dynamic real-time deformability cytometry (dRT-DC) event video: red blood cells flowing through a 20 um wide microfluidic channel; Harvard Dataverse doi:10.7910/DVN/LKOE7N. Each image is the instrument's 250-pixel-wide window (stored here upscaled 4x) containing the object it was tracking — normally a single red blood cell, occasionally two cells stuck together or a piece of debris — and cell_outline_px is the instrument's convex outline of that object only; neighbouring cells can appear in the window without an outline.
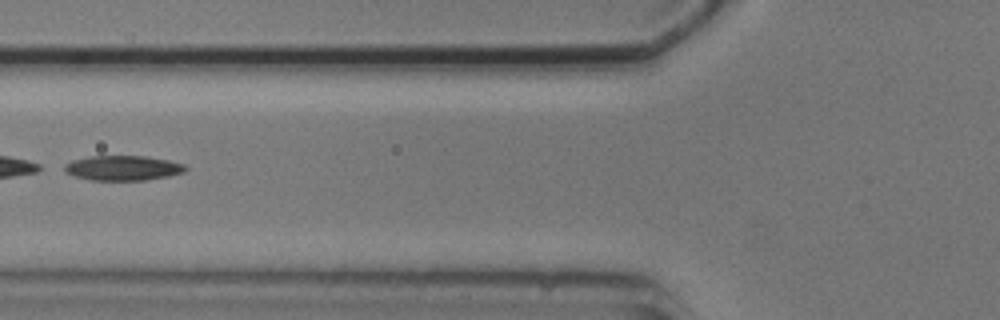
{"species": "common noctule bat (a hibernating species)", "species_latin": "Nyctalus noctula", "temperature_condition": "cold", "stored_images_in_passage": 3, "camera_frame_rate_fps": 3000, "um_per_image_px": 0.085, "animal": {"sex": "male", "body_mass_g": 20.5, "forearm_length_mm": 52.5}, "frame": {"image": 1, "passage_image": 3, "time_ms": 3.333, "image_size_px": [1000, 320], "cell_outline_px": [[188, 168], [184, 172], [168, 176], [144, 180], [92, 180], [76, 176], [64, 172], [64, 164], [72, 160], [88, 156], [148, 156], [168, 160], [184, 164]], "centroid_in_image_um": [10.44, 14.27], "position_along_channel_um": 115.4, "area_um2": 17.57}}